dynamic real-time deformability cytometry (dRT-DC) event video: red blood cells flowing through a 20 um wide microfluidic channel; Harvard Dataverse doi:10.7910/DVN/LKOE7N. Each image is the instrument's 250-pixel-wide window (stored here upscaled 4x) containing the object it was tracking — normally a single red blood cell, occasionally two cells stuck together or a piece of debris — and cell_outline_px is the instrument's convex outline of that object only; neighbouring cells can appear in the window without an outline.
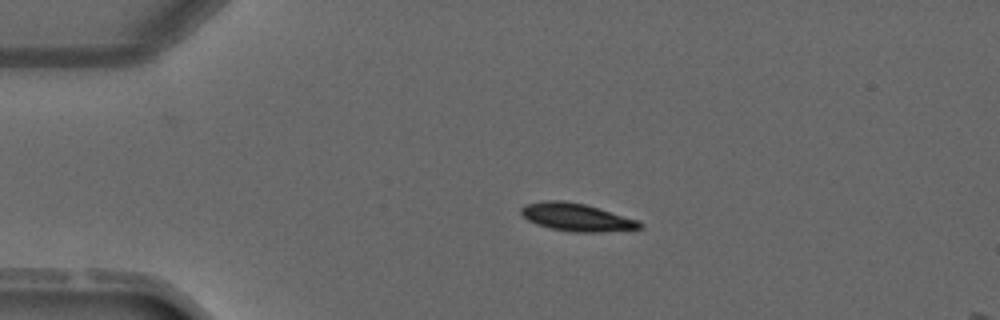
{"species": "common noctule bat (a hibernating species)", "species_latin": "Nyctalus noctula", "temperature_condition": "warm", "stored_images_in_passage": 2, "camera_frame_rate_fps": 3000, "um_per_image_px": 0.085, "animal": {"sex": "male", "forearm_length_mm": 52.5}, "frame": {"image": 1, "passage_image": 1, "time_ms": 0.0, "image_size_px": [1000, 320], "cell_outline_px": [[644, 228], [600, 232], [572, 232], [552, 228], [536, 224], [528, 220], [520, 212], [520, 208], [524, 204], [544, 200], [564, 200], [584, 204], [640, 220], [644, 224]], "centroid_in_image_um": [49.03, 18.46], "position_along_channel_um": 36.0, "area_um2": 19.31}}